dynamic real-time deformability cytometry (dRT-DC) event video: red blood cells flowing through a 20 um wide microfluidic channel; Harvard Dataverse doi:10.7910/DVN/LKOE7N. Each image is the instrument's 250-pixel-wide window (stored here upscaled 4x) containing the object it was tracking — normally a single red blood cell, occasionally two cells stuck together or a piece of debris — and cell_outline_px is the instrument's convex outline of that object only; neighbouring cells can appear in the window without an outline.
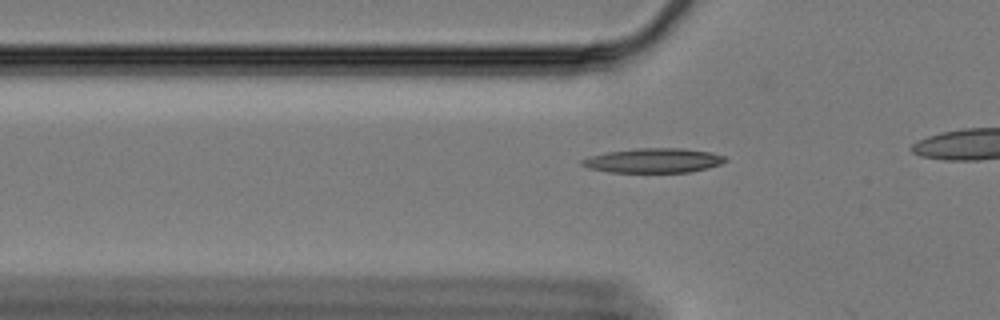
{"species": "Egyptian fruit bat (a non-hibernating species)", "species_latin": "Rousettus aegyptiacus", "temperature_condition": "cold", "stored_images_in_passage": 3, "camera_frame_rate_fps": 3000, "um_per_image_px": 0.085, "animal": {"sex": "female"}, "frame": {"image": 1, "passage_image": 2, "time_ms": 0.333, "image_size_px": [1000, 320], "cell_outline_px": [[728, 160], [720, 164], [708, 168], [688, 172], [608, 172], [588, 168], [580, 164], [580, 160], [592, 156], [608, 152], [636, 148], [684, 148], [712, 152], [724, 156]], "centroid_in_image_um": [55.56, 13.64], "position_along_channel_um": 70.2, "area_um2": 20.46}}